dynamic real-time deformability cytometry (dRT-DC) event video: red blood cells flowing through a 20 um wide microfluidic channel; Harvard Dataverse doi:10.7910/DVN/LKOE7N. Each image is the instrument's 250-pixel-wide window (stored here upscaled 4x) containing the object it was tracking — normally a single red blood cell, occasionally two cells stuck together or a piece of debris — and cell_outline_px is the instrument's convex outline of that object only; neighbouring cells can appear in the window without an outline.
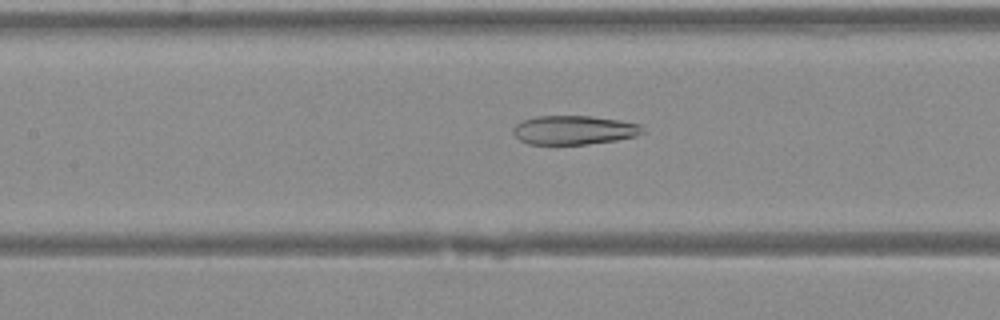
{"species": "Egyptian fruit bat (a non-hibernating species)", "species_latin": "Rousettus aegyptiacus", "temperature_condition": "warm", "stored_images_in_passage": 43, "camera_frame_rate_fps": 3000, "um_per_image_px": 0.085, "animal": {"sex": "female"}, "frame": {"image": 1, "passage_image": 20, "time_ms": 6.333, "image_size_px": [1000, 320], "cell_outline_px": [[644, 132], [636, 136], [616, 140], [588, 144], [528, 144], [520, 140], [512, 132], [512, 128], [516, 124], [524, 120], [536, 116], [588, 116], [620, 120], [640, 124]], "centroid_in_image_um": [48.78, 11.05], "position_along_channel_um": 158.6, "area_um2": 21.79}}
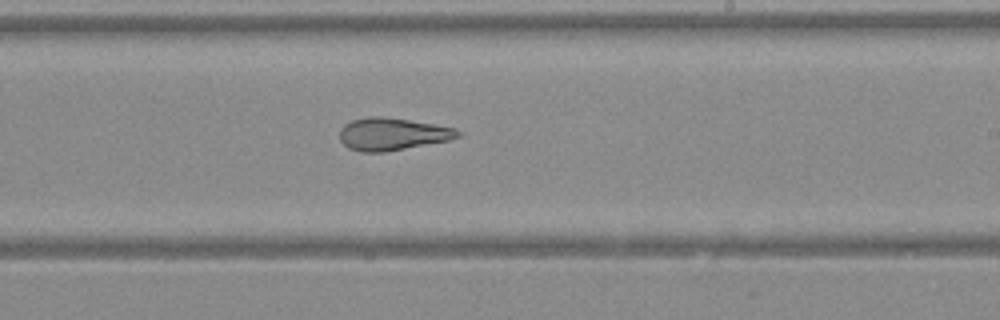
{"frame": {"image": 2, "passage_image": 26, "time_ms": 8.333, "image_size_px": [1000, 320], "cell_outline_px": [[460, 136], [448, 140], [384, 152], [360, 152], [348, 148], [340, 140], [340, 128], [344, 124], [352, 120], [372, 116], [380, 116], [408, 120], [456, 128], [460, 132]], "centroid_in_image_um": [33.3, 11.4], "position_along_channel_um": 255.7, "area_um2": 22.08}}
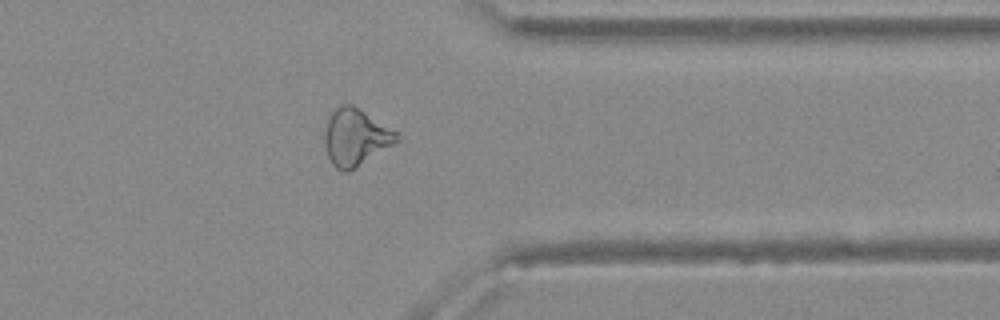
{"frame": {"image": 3, "passage_image": 34, "time_ms": 11.0, "image_size_px": [1000, 320], "cell_outline_px": [[400, 132], [396, 140], [392, 144], [356, 168], [344, 172], [336, 168], [332, 164], [328, 156], [324, 140], [324, 136], [328, 120], [332, 112], [340, 104], [352, 104], [360, 108]], "centroid_in_image_um": [30.23, 11.64], "position_along_channel_um": 381.2, "area_um2": 23.76}}